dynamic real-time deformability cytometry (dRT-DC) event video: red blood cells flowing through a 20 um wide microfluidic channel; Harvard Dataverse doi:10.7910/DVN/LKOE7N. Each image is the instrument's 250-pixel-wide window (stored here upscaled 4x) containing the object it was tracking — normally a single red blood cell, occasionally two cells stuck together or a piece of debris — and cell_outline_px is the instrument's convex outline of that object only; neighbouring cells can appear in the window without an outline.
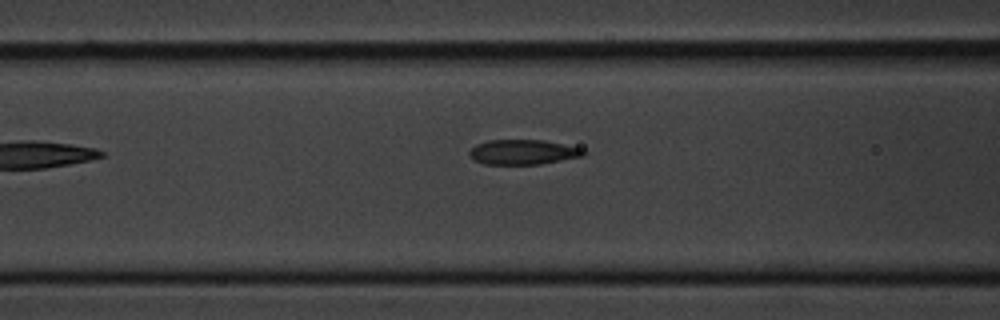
{"species": "common noctule bat (a hibernating species)", "species_latin": "Nyctalus noctula", "temperature_condition": "cold", "stored_images_in_passage": 9, "camera_frame_rate_fps": 3000, "um_per_image_px": 0.085, "animal": {"sex": "male", "body_mass_g": 20.1, "forearm_length_mm": 53.5}, "frame": {"image": 1, "passage_image": 9, "time_ms": 10.0, "image_size_px": [1000, 320], "cell_outline_px": [[588, 152], [584, 156], [540, 164], [484, 164], [476, 160], [468, 152], [476, 144], [488, 140], [544, 140], [580, 148]], "centroid_in_image_um": [44.48, 12.92], "position_along_channel_um": 122.1, "area_um2": 16.42}}